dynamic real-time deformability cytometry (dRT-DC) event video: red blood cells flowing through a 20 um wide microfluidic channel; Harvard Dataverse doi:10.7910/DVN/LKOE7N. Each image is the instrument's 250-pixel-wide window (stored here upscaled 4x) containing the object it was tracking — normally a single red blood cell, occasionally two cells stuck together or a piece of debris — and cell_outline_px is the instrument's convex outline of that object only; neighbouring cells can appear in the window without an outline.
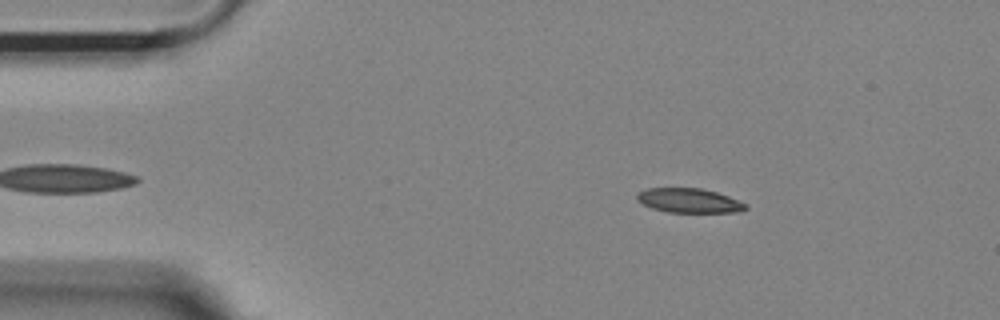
{"species": "Egyptian fruit bat (a non-hibernating species)", "species_latin": "Rousettus aegyptiacus", "temperature_condition": "room temperature", "stored_images_in_passage": 43, "camera_frame_rate_fps": 3000, "um_per_image_px": 0.085, "animal": {"sex": "female"}, "frame": {"image": 1, "passage_image": 5, "time_ms": 1.333, "image_size_px": [1000, 320], "cell_outline_px": [[748, 208], [740, 212], [668, 212], [652, 208], [636, 200], [636, 192], [648, 188], [700, 188], [716, 192], [728, 196], [748, 204]], "centroid_in_image_um": [58.57, 17.04], "position_along_channel_um": 26.4, "area_um2": 15.49}}
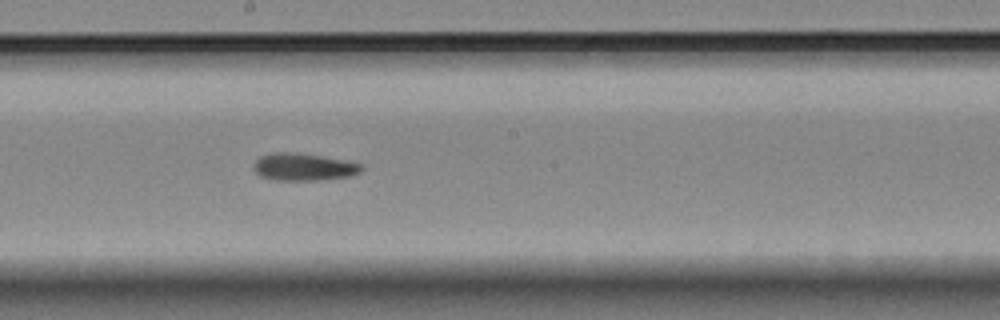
{"frame": {"image": 2, "passage_image": 26, "time_ms": 8.333, "image_size_px": [1000, 320], "cell_outline_px": [[364, 168], [360, 172], [348, 176], [320, 180], [272, 180], [260, 176], [252, 168], [256, 160], [260, 156], [272, 152], [296, 152], [344, 160], [360, 164]], "centroid_in_image_um": [25.75, 14.19], "position_along_channel_um": 222.4, "area_um2": 17.17}}
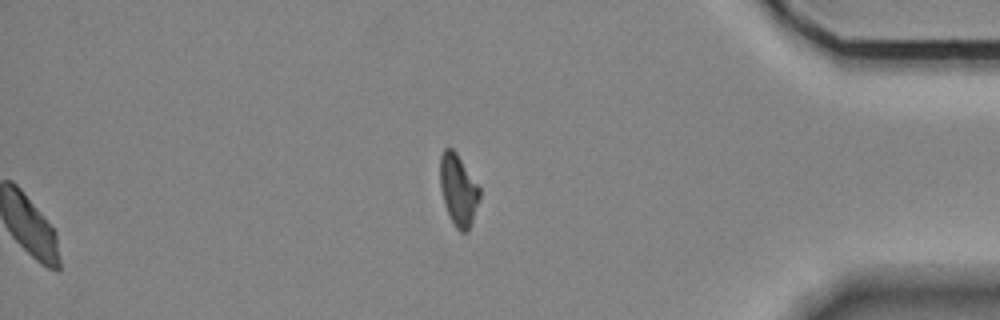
{"frame": {"image": 3, "passage_image": 43, "time_ms": 14.0, "image_size_px": [1000, 320], "cell_outline_px": [[480, 196], [468, 232], [460, 232], [456, 228], [444, 204], [440, 188], [440, 156], [444, 148], [452, 148], [456, 152], [480, 188]], "centroid_in_image_um": [38.94, 16.13], "position_along_channel_um": 396.3, "area_um2": 16.24}, "authors_computed_cell_mechanics": {"area_um2": 16.9354, "velocity_mm_per_s": 3.6106, "shape_relaxation_time_tau1_ms": 10.0615, "shape_relaxation_time_tau2_ms": 5.7932, "deformation_change_tau1": 0.2217, "deformation_change_tau2": 0.1191}}